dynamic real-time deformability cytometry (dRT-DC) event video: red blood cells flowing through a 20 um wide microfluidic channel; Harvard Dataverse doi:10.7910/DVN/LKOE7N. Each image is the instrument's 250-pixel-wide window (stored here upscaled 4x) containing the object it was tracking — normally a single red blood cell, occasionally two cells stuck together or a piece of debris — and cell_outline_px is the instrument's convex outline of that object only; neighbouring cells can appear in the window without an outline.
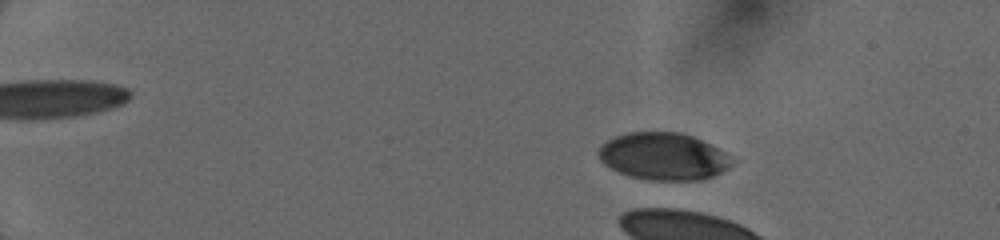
{"species": "human", "species_latin": "Homo sapiens", "temperature_condition": "cold", "stored_images_in_passage": 29, "camera_frame_rate_fps": 3000, "um_per_image_px": 0.085, "donor": {"sex": "female"}, "frame": {"image": 1, "passage_image": 20, "time_ms": 3.333, "image_size_px": [1000, 240], "cell_outline_px": [[736, 160], [728, 168], [704, 180], [648, 180], [628, 176], [604, 164], [600, 160], [600, 148], [608, 140], [616, 136], [628, 132], [684, 132], [712, 144]], "centroid_in_image_um": [56.45, 13.29], "position_along_channel_um": 28.6, "area_um2": 36.76}}